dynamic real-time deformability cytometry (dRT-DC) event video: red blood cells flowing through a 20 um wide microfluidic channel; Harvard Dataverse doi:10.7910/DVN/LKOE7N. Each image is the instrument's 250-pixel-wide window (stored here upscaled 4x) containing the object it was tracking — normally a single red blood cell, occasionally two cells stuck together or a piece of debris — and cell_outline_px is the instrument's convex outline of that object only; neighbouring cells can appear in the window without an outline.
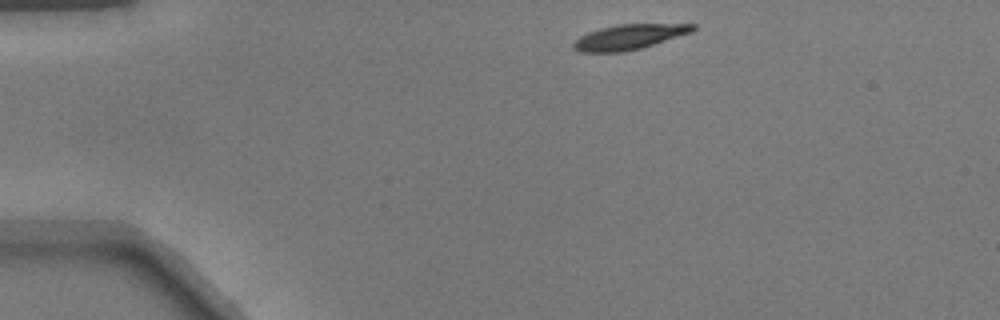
{"species": "common noctule bat (a hibernating species)", "species_latin": "Nyctalus noctula", "temperature_condition": "warm", "stored_images_in_passage": 5, "segment_of_instrument_passage": [1, 2], "camera_frame_rate_fps": 3000, "um_per_image_px": 0.085, "animal": {"sex": "male", "body_mass_g": 17.9}, "frame": {"image": 1, "passage_image": 1, "time_ms": 0.0, "image_size_px": [1000, 320], "cell_outline_px": [[696, 28], [692, 32], [640, 48], [624, 52], [580, 52], [572, 48], [572, 44], [580, 36], [588, 32], [600, 28], [616, 24], [696, 24]], "centroid_in_image_um": [53.44, 3.14], "position_along_channel_um": 31.6, "area_um2": 17.34}}